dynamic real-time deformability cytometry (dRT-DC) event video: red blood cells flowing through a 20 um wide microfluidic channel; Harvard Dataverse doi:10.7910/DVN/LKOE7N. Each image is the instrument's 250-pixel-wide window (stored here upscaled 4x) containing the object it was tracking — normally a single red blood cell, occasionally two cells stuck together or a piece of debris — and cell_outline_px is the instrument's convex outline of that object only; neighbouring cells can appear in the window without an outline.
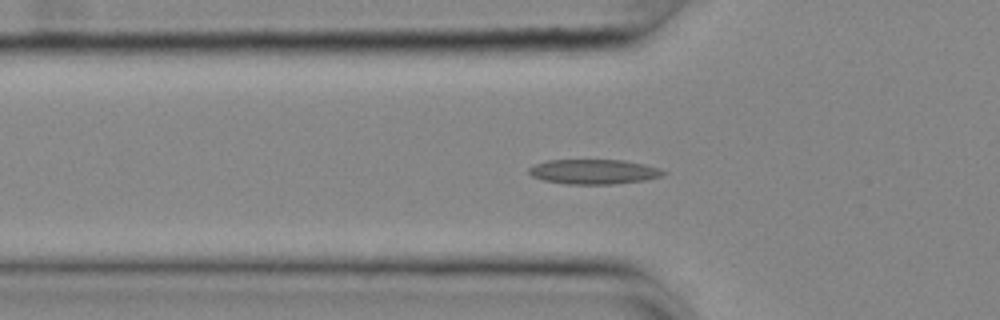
{"species": "common noctule bat (a hibernating species)", "species_latin": "Nyctalus noctula", "temperature_condition": "cold", "stored_images_in_passage": 56, "camera_frame_rate_fps": 3000, "um_per_image_px": 0.085, "animal": {"sex": "female", "body_mass_g": 25.1}, "frame": {"image": 1, "passage_image": 18, "time_ms": 5.667, "image_size_px": [1000, 320], "cell_outline_px": [[668, 172], [660, 176], [644, 180], [612, 184], [568, 184], [544, 180], [532, 176], [528, 172], [528, 168], [536, 164], [548, 160], [624, 160], [644, 164], [660, 168]], "centroid_in_image_um": [50.48, 14.59], "position_along_channel_um": 75.3, "area_um2": 19.31}}
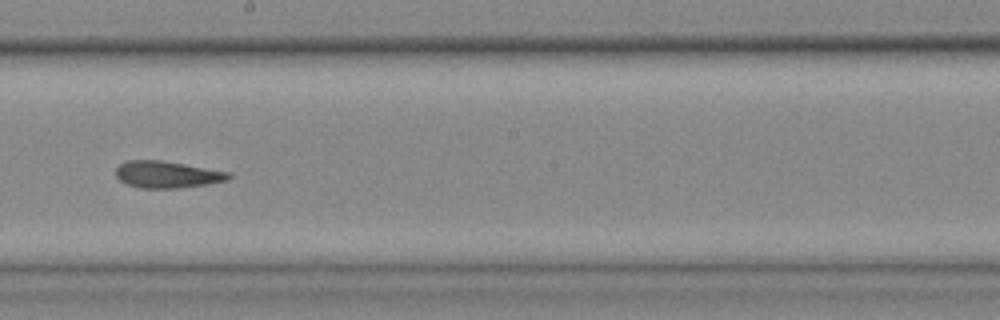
{"frame": {"image": 2, "passage_image": 31, "time_ms": 10.0, "image_size_px": [1000, 320], "cell_outline_px": [[232, 176], [228, 180], [204, 184], [176, 188], [140, 188], [128, 184], [120, 180], [116, 176], [116, 168], [120, 164], [128, 160], [160, 160], [184, 164], [228, 172]], "centroid_in_image_um": [14.17, 14.83], "position_along_channel_um": 234.0, "area_um2": 17.34}}
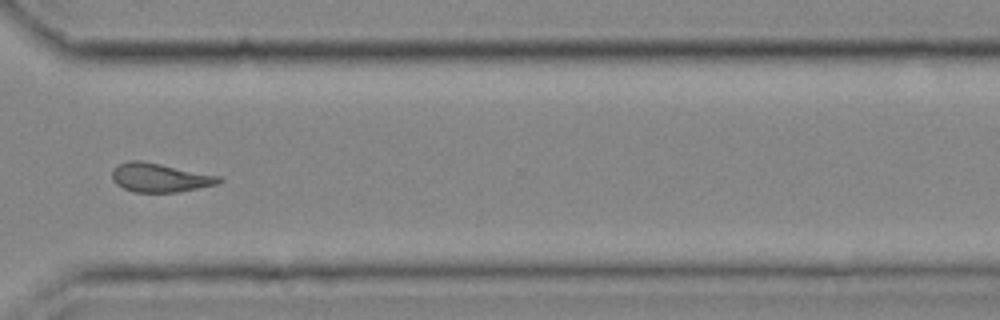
{"frame": {"image": 3, "passage_image": 41, "time_ms": 13.333, "image_size_px": [1000, 320], "cell_outline_px": [[224, 180], [216, 184], [176, 192], [136, 192], [124, 188], [116, 184], [112, 180], [112, 172], [116, 164], [128, 160], [140, 160], [220, 176]], "centroid_in_image_um": [13.54, 15.09], "position_along_channel_um": 357.1, "area_um2": 17.8}, "authors_computed_cell_mechanics": {"area_um2": 18.0047, "velocity_mm_per_s": 3.6634, "shape_relaxation_time_tau1_ms": null, "shape_relaxation_time_tau2_ms": 5.6554, "deformation_change_tau1": null, "deformation_change_tau2": 0.1485}}